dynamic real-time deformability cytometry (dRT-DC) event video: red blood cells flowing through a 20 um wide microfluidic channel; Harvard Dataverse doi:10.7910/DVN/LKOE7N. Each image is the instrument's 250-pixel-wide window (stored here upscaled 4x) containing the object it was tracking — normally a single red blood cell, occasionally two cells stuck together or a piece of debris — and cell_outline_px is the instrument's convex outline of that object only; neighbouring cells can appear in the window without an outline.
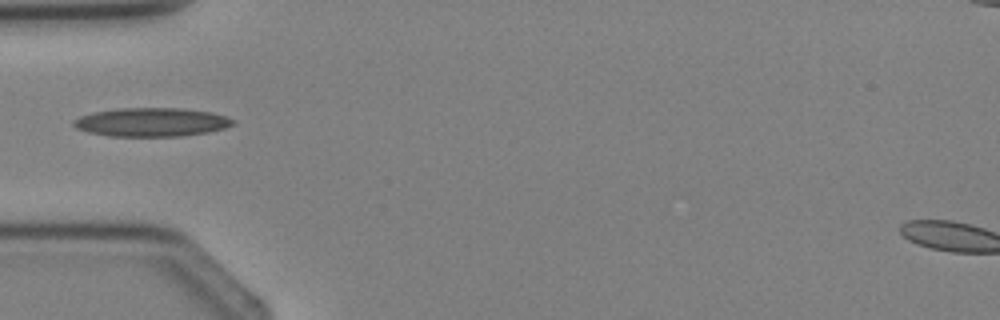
{"species": "Egyptian fruit bat (a non-hibernating species)", "species_latin": "Rousettus aegyptiacus", "temperature_condition": "cold", "stored_images_in_passage": 4, "camera_frame_rate_fps": 3000, "um_per_image_px": 0.085, "animal": {"sex": "female"}, "frame": {"image": 1, "passage_image": 4, "time_ms": 3.333, "image_size_px": [1000, 320], "cell_outline_px": [[236, 124], [224, 128], [208, 132], [180, 136], [108, 136], [88, 132], [76, 128], [72, 124], [72, 120], [80, 116], [92, 112], [116, 108], [184, 108], [212, 112], [236, 120]], "centroid_in_image_um": [12.87, 10.37], "position_along_channel_um": 72.1, "area_um2": 26.88}}